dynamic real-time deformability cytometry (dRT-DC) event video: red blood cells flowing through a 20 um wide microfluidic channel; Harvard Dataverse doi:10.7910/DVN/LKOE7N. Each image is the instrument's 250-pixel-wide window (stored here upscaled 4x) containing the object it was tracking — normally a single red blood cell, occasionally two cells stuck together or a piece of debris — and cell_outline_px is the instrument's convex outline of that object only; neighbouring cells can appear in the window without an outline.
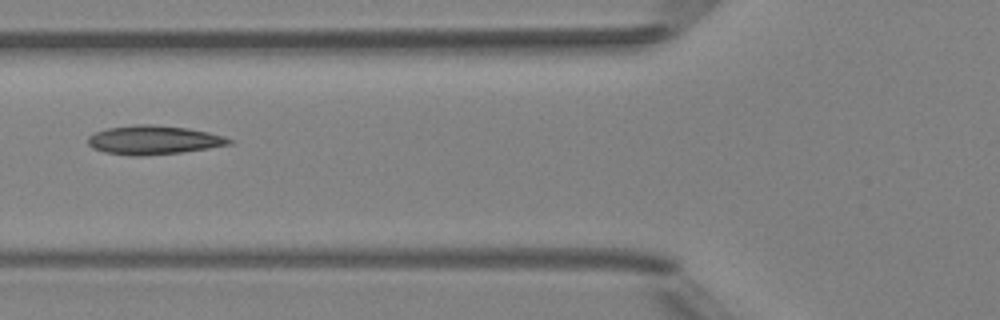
{"species": "Egyptian fruit bat (a non-hibernating species)", "species_latin": "Rousettus aegyptiacus", "temperature_condition": "room temperature", "stored_images_in_passage": 6, "camera_frame_rate_fps": 3000, "um_per_image_px": 0.085, "animal": {"sex": "female"}, "frame": {"image": 1, "passage_image": 6, "time_ms": 5.667, "image_size_px": [1000, 320], "cell_outline_px": [[236, 140], [232, 144], [184, 152], [140, 156], [132, 156], [104, 152], [92, 148], [88, 144], [88, 136], [96, 132], [108, 128], [136, 124], [148, 124], [188, 128], [208, 132], [224, 136]], "centroid_in_image_um": [13.08, 11.9], "position_along_channel_um": 112.7, "area_um2": 23.87}}